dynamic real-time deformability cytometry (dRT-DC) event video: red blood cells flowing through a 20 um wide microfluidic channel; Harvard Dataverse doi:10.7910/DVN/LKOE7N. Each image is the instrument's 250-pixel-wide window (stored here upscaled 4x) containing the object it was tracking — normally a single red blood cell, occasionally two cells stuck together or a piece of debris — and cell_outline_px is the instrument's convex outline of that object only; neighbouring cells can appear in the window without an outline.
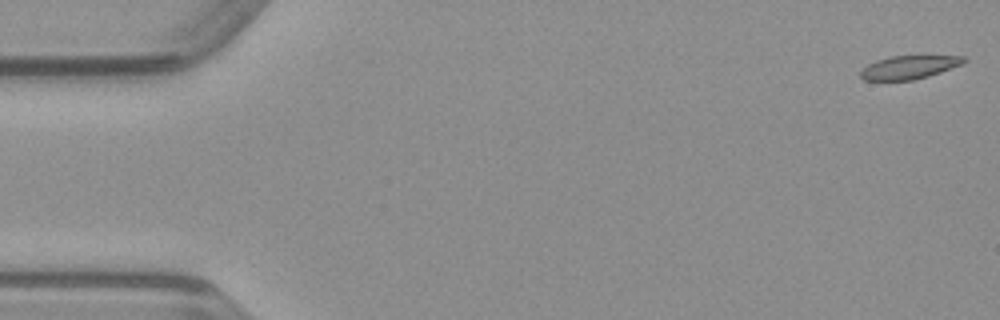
{"species": "common noctule bat (a hibernating species)", "species_latin": "Nyctalus noctula", "temperature_condition": "warm", "stored_images_in_passage": 50, "camera_frame_rate_fps": 3000, "um_per_image_px": 0.085, "animal": {"sex": "male", "body_mass_g": 23.1, "forearm_length_mm": 52.7}, "frame": {"image": 1, "passage_image": 1, "time_ms": 0.0, "image_size_px": [1000, 320], "cell_outline_px": [[968, 60], [964, 64], [928, 76], [912, 80], [864, 80], [860, 76], [860, 72], [868, 64], [876, 60], [888, 56], [964, 56]], "centroid_in_image_um": [77.29, 5.71], "position_along_channel_um": 7.7, "area_um2": 14.05}}
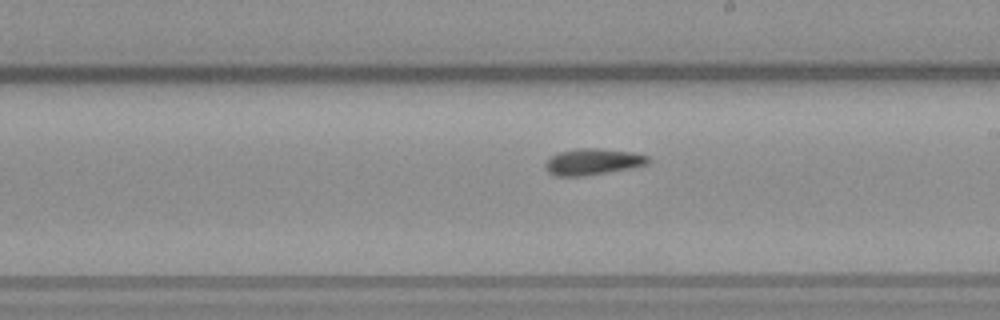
{"frame": {"image": 2, "passage_image": 28, "time_ms": 9.0, "image_size_px": [1000, 320], "cell_outline_px": [[652, 160], [648, 164], [632, 168], [584, 176], [556, 176], [548, 172], [544, 168], [544, 164], [552, 156], [560, 152], [580, 148], [600, 148], [632, 152], [648, 156]], "centroid_in_image_um": [50.41, 13.75], "position_along_channel_um": 238.6, "area_um2": 15.84}}
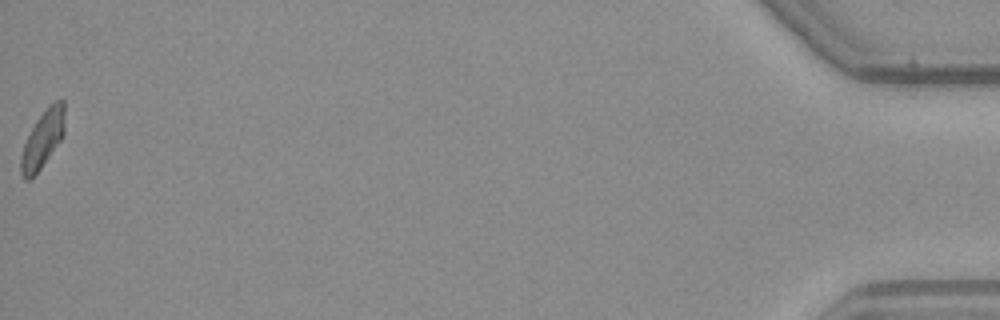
{"frame": {"image": 3, "passage_image": 50, "time_ms": 16.333, "image_size_px": [1000, 320], "cell_outline_px": [[64, 132], [60, 140], [40, 168], [28, 180], [24, 180], [20, 172], [20, 160], [24, 144], [36, 120], [56, 100], [64, 100]], "centroid_in_image_um": [3.62, 11.84], "position_along_channel_um": 431.6, "area_um2": 14.05}}